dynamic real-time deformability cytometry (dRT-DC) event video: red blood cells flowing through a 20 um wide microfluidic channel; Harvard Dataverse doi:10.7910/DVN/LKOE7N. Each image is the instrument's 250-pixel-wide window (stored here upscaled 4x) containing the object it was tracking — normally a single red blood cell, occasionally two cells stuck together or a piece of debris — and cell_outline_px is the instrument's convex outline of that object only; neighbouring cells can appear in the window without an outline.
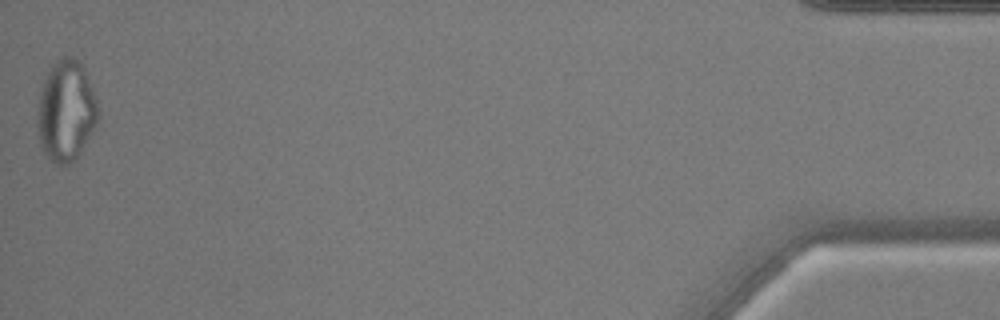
{"species": "common noctule bat (a hibernating species)", "species_latin": "Nyctalus noctula", "temperature_condition": "warm", "stored_images_in_passage": 53, "camera_frame_rate_fps": 3000, "um_per_image_px": 0.085, "animal": {"sex": "male", "body_mass_g": 17.9, "forearm_length_mm": 54.2}, "frame": {"image": 1, "passage_image": 53, "time_ms": 17.333, "image_size_px": [1000, 320], "cell_outline_px": [[96, 124], [76, 160], [68, 164], [56, 164], [44, 152], [40, 144], [36, 124], [36, 120], [40, 92], [44, 80], [48, 72], [56, 60], [60, 56], [72, 56], [84, 68], [96, 100]], "centroid_in_image_um": [5.58, 9.43], "position_along_channel_um": 429.6, "area_um2": 35.2}}